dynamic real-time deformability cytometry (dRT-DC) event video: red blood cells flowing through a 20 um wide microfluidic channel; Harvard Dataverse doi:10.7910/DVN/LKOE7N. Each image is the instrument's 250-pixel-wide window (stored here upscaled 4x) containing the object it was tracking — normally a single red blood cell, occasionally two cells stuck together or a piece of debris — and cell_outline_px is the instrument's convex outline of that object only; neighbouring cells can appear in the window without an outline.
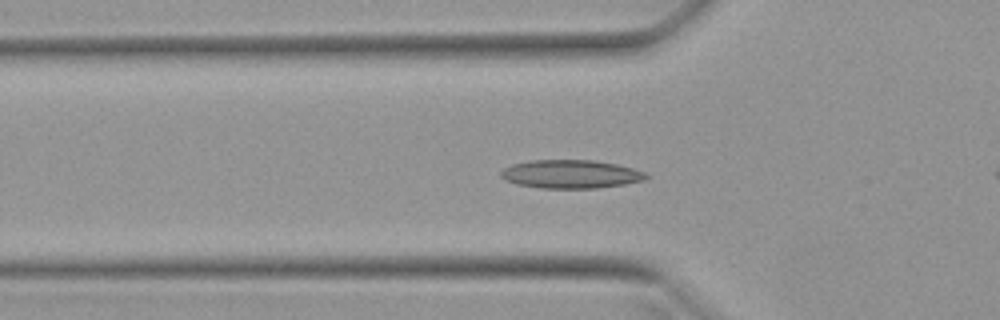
{"species": "Egyptian fruit bat (a non-hibernating species)", "species_latin": "Rousettus aegyptiacus", "temperature_condition": "warm", "stored_images_in_passage": 40, "camera_frame_rate_fps": 3000, "um_per_image_px": 0.085, "animal": {"sex": "female"}, "frame": {"image": 1, "passage_image": 5, "time_ms": 1.333, "image_size_px": [1000, 320], "cell_outline_px": [[648, 176], [644, 180], [624, 184], [596, 188], [540, 188], [516, 184], [504, 180], [500, 176], [500, 172], [504, 168], [512, 164], [532, 160], [592, 160], [616, 164], [632, 168], [644, 172]], "centroid_in_image_um": [48.47, 14.8], "position_along_channel_um": 77.3, "area_um2": 23.99}}
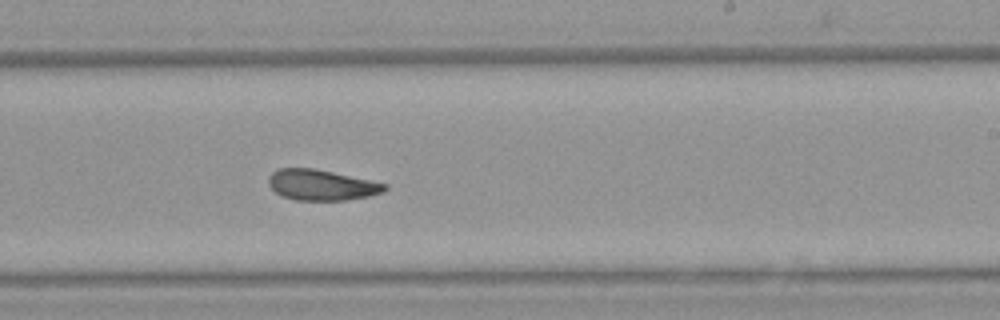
{"frame": {"image": 2, "passage_image": 19, "time_ms": 6.0, "image_size_px": [1000, 320], "cell_outline_px": [[388, 188], [384, 192], [368, 196], [344, 200], [296, 200], [284, 196], [276, 192], [268, 184], [268, 176], [276, 168], [316, 168], [388, 184]], "centroid_in_image_um": [27.33, 15.71], "position_along_channel_um": 261.7, "area_um2": 20.81}}
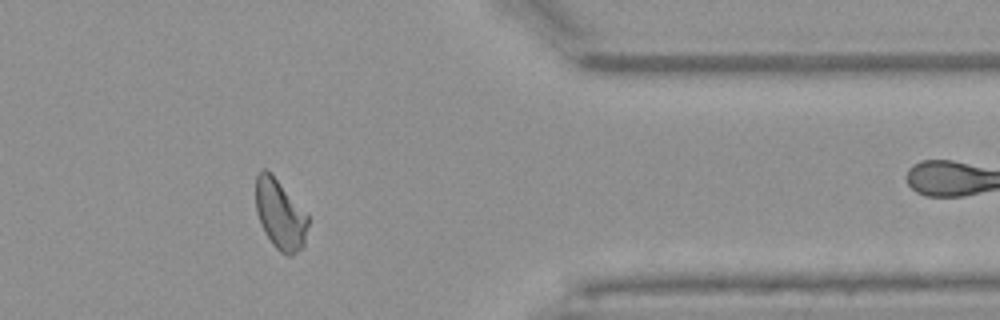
{"frame": {"image": 3, "passage_image": 30, "time_ms": 9.667, "image_size_px": [1000, 320], "cell_outline_px": [[308, 224], [304, 248], [292, 256], [284, 256], [272, 244], [264, 232], [260, 224], [256, 212], [256, 176], [264, 168], [272, 172], [308, 216]], "centroid_in_image_um": [23.81, 18.26], "position_along_channel_um": 387.6, "area_um2": 21.56}, "authors_computed_cell_mechanics": {"area_um2": 21.7039, "velocity_mm_per_s": 3.9538, "shape_relaxation_time_tau1_ms": 5.9494, "shape_relaxation_time_tau2_ms": 2.8004, "deformation_change_tau1": 0.1431, "deformation_change_tau2": 0.0874}}